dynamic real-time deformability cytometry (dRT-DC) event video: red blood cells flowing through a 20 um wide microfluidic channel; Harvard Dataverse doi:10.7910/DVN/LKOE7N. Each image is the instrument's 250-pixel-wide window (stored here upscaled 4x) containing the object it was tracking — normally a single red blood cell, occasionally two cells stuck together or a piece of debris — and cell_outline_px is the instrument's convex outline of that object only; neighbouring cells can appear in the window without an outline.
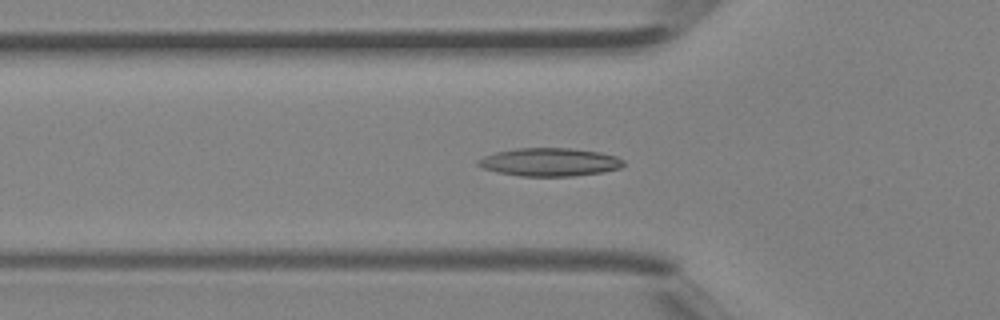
{"species": "Egyptian fruit bat (a non-hibernating species)", "species_latin": "Rousettus aegyptiacus", "temperature_condition": "room temperature", "stored_images_in_passage": 40, "camera_frame_rate_fps": 3000, "um_per_image_px": 0.085, "animal": {"sex": "female"}, "frame": {"image": 1, "passage_image": 13, "time_ms": 4.0, "image_size_px": [1000, 320], "cell_outline_px": [[624, 164], [620, 168], [604, 172], [572, 176], [520, 176], [496, 172], [480, 168], [476, 164], [476, 160], [484, 156], [496, 152], [516, 148], [572, 148], [600, 152], [616, 156], [624, 160]], "centroid_in_image_um": [46.69, 13.78], "position_along_channel_um": 79.1, "area_um2": 24.1}}
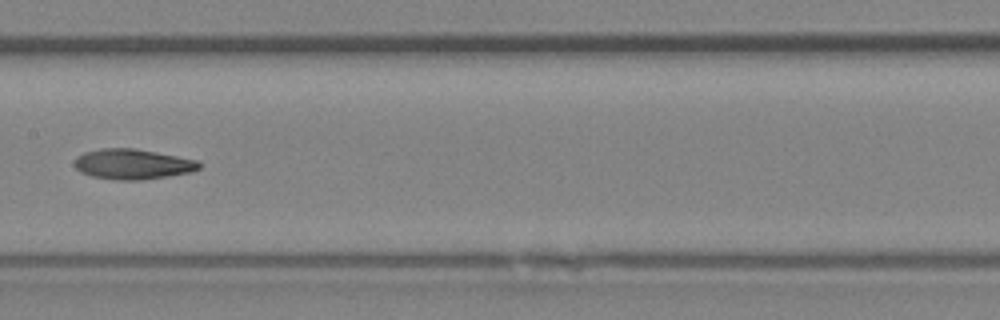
{"frame": {"image": 2, "passage_image": 20, "time_ms": 6.333, "image_size_px": [1000, 320], "cell_outline_px": [[200, 168], [192, 172], [168, 176], [140, 180], [120, 180], [92, 176], [80, 172], [76, 168], [76, 156], [84, 152], [104, 148], [136, 148], [196, 160], [200, 164]], "centroid_in_image_um": [11.27, 13.95], "position_along_channel_um": 196.1, "area_um2": 21.79}}
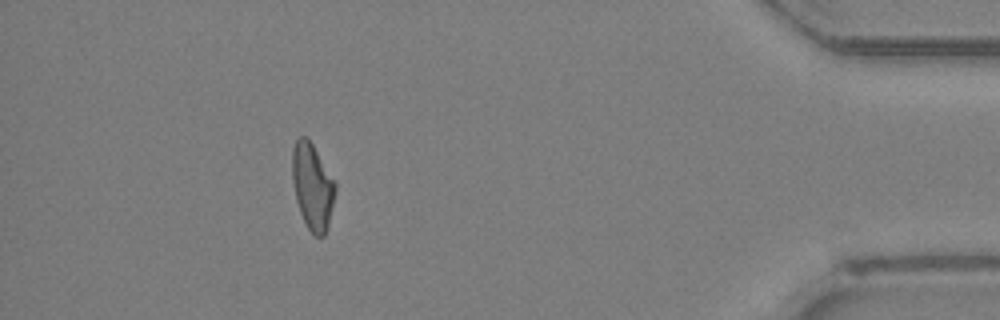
{"frame": {"image": 3, "passage_image": 36, "time_ms": 11.667, "image_size_px": [1000, 320], "cell_outline_px": [[336, 192], [328, 228], [324, 236], [316, 236], [308, 228], [300, 212], [296, 200], [292, 180], [292, 148], [296, 140], [300, 136], [304, 136], [312, 144], [336, 184]], "centroid_in_image_um": [26.55, 15.87], "position_along_channel_um": 408.6, "area_um2": 21.44}}